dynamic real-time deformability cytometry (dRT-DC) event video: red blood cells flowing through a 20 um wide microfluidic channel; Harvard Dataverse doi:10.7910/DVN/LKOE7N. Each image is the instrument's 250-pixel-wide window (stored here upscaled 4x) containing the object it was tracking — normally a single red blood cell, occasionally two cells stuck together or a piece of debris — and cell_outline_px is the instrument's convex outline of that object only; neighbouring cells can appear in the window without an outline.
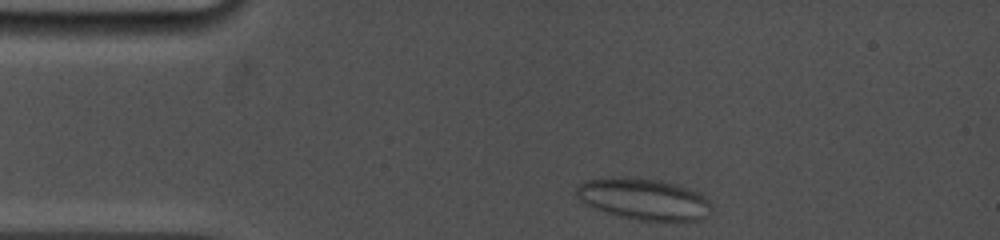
{"species": "common noctule bat (a hibernating species)", "species_latin": "Nyctalus noctula", "temperature_condition": "cold", "stored_images_in_passage": 33, "camera_frame_rate_fps": 5000, "um_per_image_px": 0.085, "animal": {"sex": "female", "body_mass_g": 19.0, "forearm_length_mm": 53.3}, "frame": {"image": 1, "passage_image": 1, "time_ms": 0.0, "image_size_px": [1000, 240], "cell_outline_px": [[712, 208], [708, 216], [704, 220], [636, 220], [604, 212], [580, 200], [576, 196], [576, 188], [584, 180], [612, 176], [624, 176], [660, 180], [700, 192], [712, 204]], "centroid_in_image_um": [54.72, 16.91], "position_along_channel_um": 30.3, "area_um2": 32.77}}
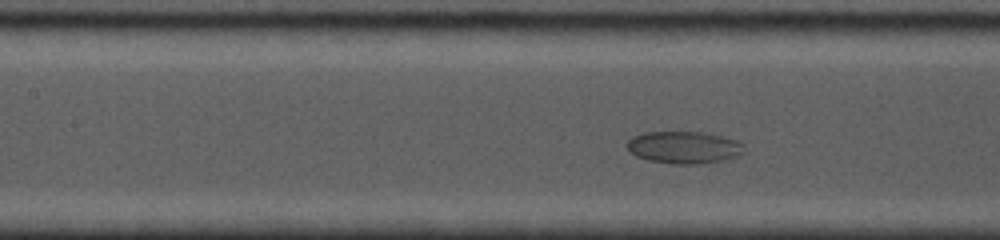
{"frame": {"image": 2, "passage_image": 19, "time_ms": 4.4, "image_size_px": [1000, 240], "cell_outline_px": [[744, 152], [736, 156], [724, 160], [704, 164], [672, 164], [648, 160], [636, 156], [628, 148], [628, 140], [632, 136], [644, 132], [704, 132], [736, 140], [740, 144]], "centroid_in_image_um": [58.11, 12.53], "position_along_channel_um": 149.3, "area_um2": 21.85}}
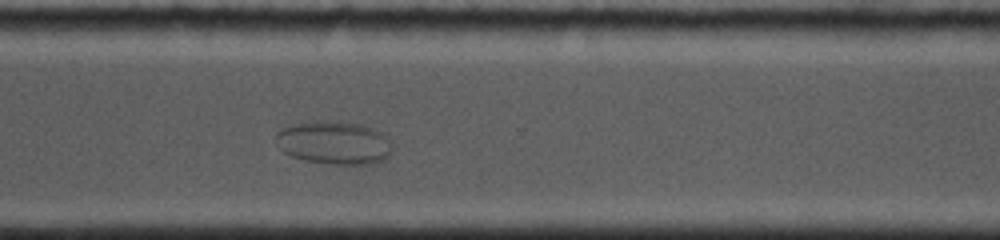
{"frame": {"image": 3, "passage_image": 33, "time_ms": 9.6, "image_size_px": [1000, 240], "cell_outline_px": [[392, 152], [384, 160], [372, 164], [332, 164], [304, 160], [292, 156], [284, 152], [280, 148], [276, 136], [276, 132], [280, 128], [288, 124], [360, 124], [384, 132], [392, 148]], "centroid_in_image_um": [28.43, 12.18], "position_along_channel_um": 342.2, "area_um2": 28.44}}